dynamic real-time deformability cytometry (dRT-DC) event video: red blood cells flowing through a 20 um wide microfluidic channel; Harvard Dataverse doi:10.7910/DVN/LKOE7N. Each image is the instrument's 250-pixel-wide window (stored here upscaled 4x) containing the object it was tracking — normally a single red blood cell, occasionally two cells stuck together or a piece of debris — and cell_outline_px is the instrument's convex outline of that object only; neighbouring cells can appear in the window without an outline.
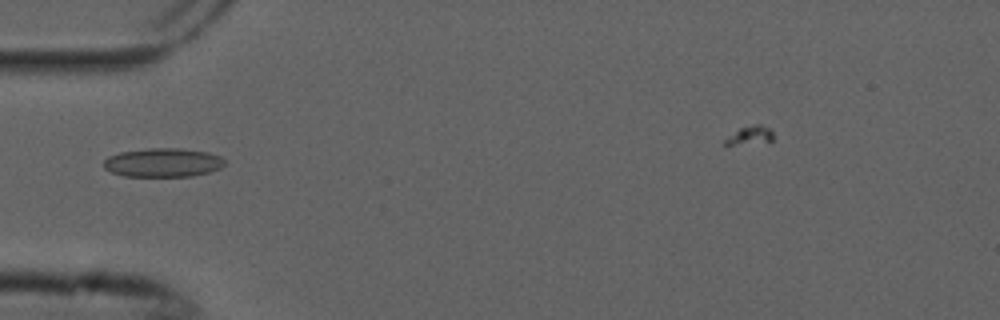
{"species": "common noctule bat (a hibernating species)", "species_latin": "Nyctalus noctula", "temperature_condition": "cold", "stored_images_in_passage": 5, "camera_frame_rate_fps": 3000, "um_per_image_px": 0.085, "animal": {"sex": "male", "forearm_length_mm": 52.5}, "frame": {"image": 1, "passage_image": 5, "time_ms": 1.333, "image_size_px": [1000, 320], "cell_outline_px": [[224, 164], [220, 168], [208, 172], [192, 176], [124, 176], [112, 172], [104, 168], [104, 160], [108, 156], [120, 152], [148, 148], [180, 148], [208, 152], [220, 156], [224, 160]], "centroid_in_image_um": [13.84, 13.81], "position_along_channel_um": 71.2, "area_um2": 20.29}}